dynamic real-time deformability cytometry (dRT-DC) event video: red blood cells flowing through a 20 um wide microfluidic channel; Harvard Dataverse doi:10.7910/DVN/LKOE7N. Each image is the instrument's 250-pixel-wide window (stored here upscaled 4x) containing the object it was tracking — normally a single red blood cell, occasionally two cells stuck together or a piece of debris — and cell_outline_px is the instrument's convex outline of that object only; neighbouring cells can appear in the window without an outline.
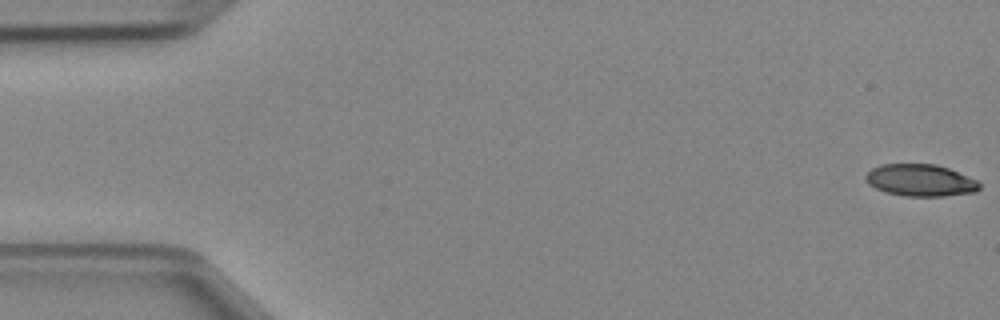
{"species": "Egyptian fruit bat (a non-hibernating species)", "species_latin": "Rousettus aegyptiacus", "temperature_condition": "cold", "stored_images_in_passage": 44, "camera_frame_rate_fps": 3000, "um_per_image_px": 0.085, "animal": {"sex": "female"}, "frame": {"image": 1, "passage_image": 1, "time_ms": 0.0, "image_size_px": [1000, 320], "cell_outline_px": [[980, 188], [976, 192], [944, 196], [904, 196], [884, 192], [868, 184], [864, 180], [864, 176], [872, 168], [880, 164], [936, 164], [948, 168], [976, 180], [980, 184]], "centroid_in_image_um": [78.2, 15.33], "position_along_channel_um": 6.8, "area_um2": 21.27}}
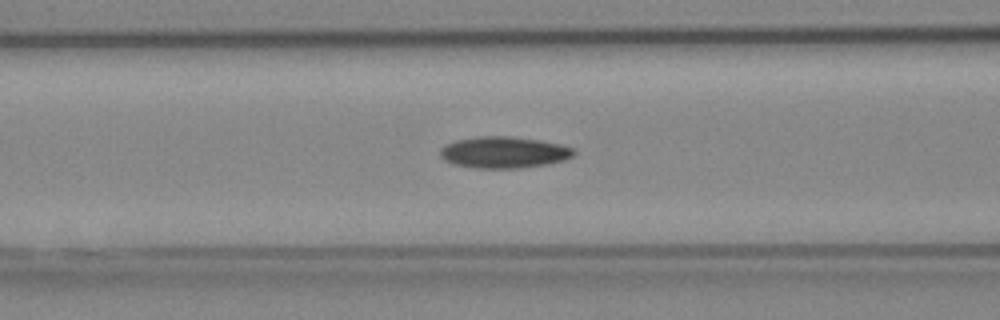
{"frame": {"image": 2, "passage_image": 19, "time_ms": 6.0, "image_size_px": [1000, 320], "cell_outline_px": [[576, 152], [572, 156], [564, 160], [544, 164], [520, 168], [472, 168], [452, 164], [444, 160], [440, 156], [440, 148], [444, 144], [456, 140], [476, 136], [508, 136], [540, 140], [560, 144], [572, 148]], "centroid_in_image_um": [42.77, 12.94], "position_along_channel_um": 123.8, "area_um2": 24.62}}
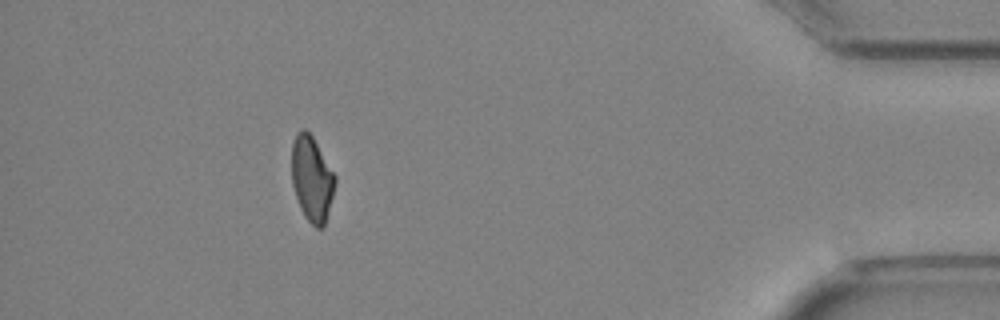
{"frame": {"image": 3, "passage_image": 43, "time_ms": 14.0, "image_size_px": [1000, 320], "cell_outline_px": [[336, 180], [324, 228], [316, 228], [304, 216], [300, 208], [292, 184], [292, 144], [296, 132], [300, 128], [304, 128], [312, 136], [336, 176]], "centroid_in_image_um": [26.5, 15.19], "position_along_channel_um": 408.7, "area_um2": 21.44}}